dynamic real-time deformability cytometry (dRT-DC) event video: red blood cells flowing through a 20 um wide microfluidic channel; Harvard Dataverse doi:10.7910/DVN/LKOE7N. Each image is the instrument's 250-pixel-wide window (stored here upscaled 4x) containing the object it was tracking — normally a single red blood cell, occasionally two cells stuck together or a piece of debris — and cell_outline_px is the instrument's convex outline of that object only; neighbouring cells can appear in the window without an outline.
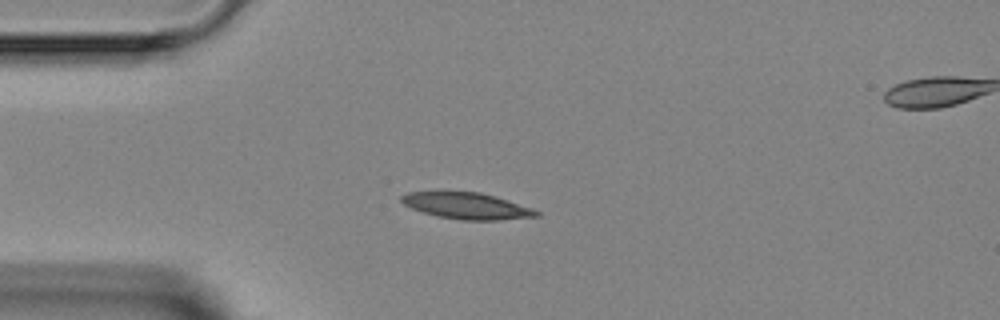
{"species": "Egyptian fruit bat (a non-hibernating species)", "species_latin": "Rousettus aegyptiacus", "temperature_condition": "room temperature", "stored_images_in_passage": 3, "camera_frame_rate_fps": 3000, "um_per_image_px": 0.085, "animal": {"sex": "female"}, "frame": {"image": 1, "passage_image": 2, "time_ms": 1.333, "image_size_px": [1000, 320], "cell_outline_px": [[540, 216], [500, 220], [460, 220], [436, 216], [412, 208], [404, 204], [400, 200], [400, 196], [408, 192], [480, 192], [496, 196], [532, 208], [540, 212]], "centroid_in_image_um": [39.7, 17.5], "position_along_channel_um": 45.3, "area_um2": 20.69}}